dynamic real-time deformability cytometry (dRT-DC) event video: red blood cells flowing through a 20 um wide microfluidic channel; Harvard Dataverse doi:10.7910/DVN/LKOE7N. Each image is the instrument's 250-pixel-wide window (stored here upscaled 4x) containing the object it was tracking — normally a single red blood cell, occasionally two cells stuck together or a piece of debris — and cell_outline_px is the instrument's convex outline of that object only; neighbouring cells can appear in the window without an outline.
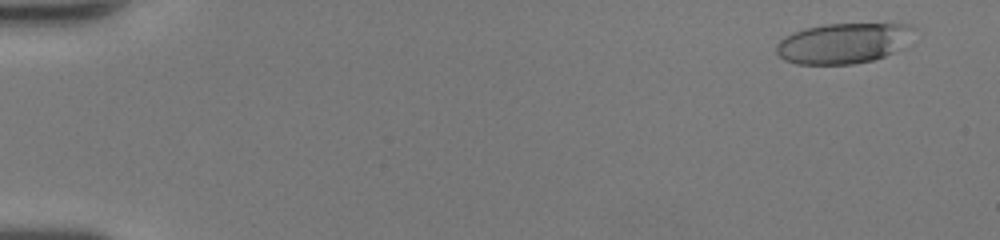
{"species": "human", "species_latin": "Homo sapiens", "temperature_condition": "room temperature", "stored_images_in_passage": 50, "camera_frame_rate_fps": 3000, "um_per_image_px": 0.085, "donor": {"sex": "female"}, "frame": {"image": 1, "passage_image": 4, "time_ms": 1.0, "image_size_px": [1000, 240], "cell_outline_px": [[916, 28], [892, 52], [884, 56], [872, 60], [852, 64], [796, 64], [784, 60], [776, 52], [776, 44], [784, 36], [792, 32], [804, 28], [824, 24], [912, 24]], "centroid_in_image_um": [71.57, 3.67], "position_along_channel_um": 13.4, "area_um2": 31.91}}
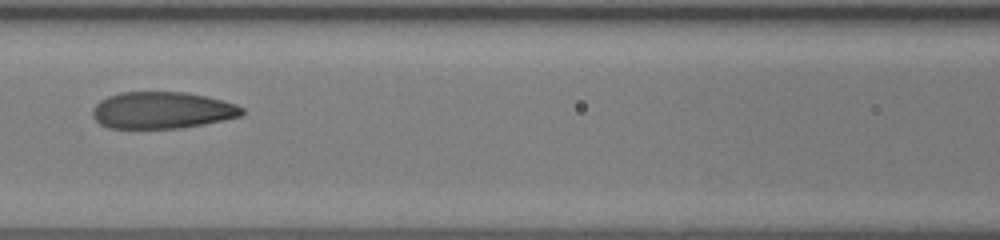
{"frame": {"image": 2, "passage_image": 25, "time_ms": 8.0, "image_size_px": [1000, 240], "cell_outline_px": [[244, 112], [240, 116], [224, 120], [204, 124], [180, 128], [108, 128], [100, 124], [92, 116], [92, 108], [100, 100], [108, 96], [120, 92], [184, 92], [204, 96], [236, 104], [244, 108]], "centroid_in_image_um": [13.75, 9.37], "position_along_channel_um": 152.9, "area_um2": 32.02}}
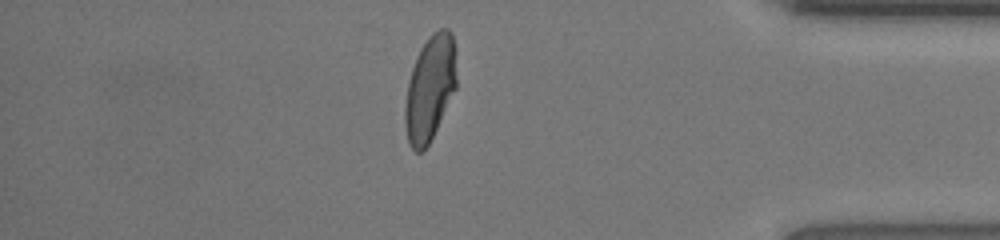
{"frame": {"image": 3, "passage_image": 44, "time_ms": 14.333, "image_size_px": [1000, 240], "cell_outline_px": [[456, 88], [428, 144], [420, 152], [416, 152], [408, 144], [404, 124], [404, 108], [408, 80], [412, 68], [420, 48], [428, 36], [432, 32], [440, 28], [448, 28], [452, 32], [456, 48]], "centroid_in_image_um": [36.54, 7.44], "position_along_channel_um": 398.7, "area_um2": 31.85}, "authors_computed_cell_mechanics": {"area_um2": 32.1946, "velocity_mm_per_s": 4.327, "shape_relaxation_time_tau1_ms": 5.4854, "shape_relaxation_time_tau2_ms": 0.7981, "deformation_change_tau1": 0.2486, "deformation_change_tau2": 0.0749}}